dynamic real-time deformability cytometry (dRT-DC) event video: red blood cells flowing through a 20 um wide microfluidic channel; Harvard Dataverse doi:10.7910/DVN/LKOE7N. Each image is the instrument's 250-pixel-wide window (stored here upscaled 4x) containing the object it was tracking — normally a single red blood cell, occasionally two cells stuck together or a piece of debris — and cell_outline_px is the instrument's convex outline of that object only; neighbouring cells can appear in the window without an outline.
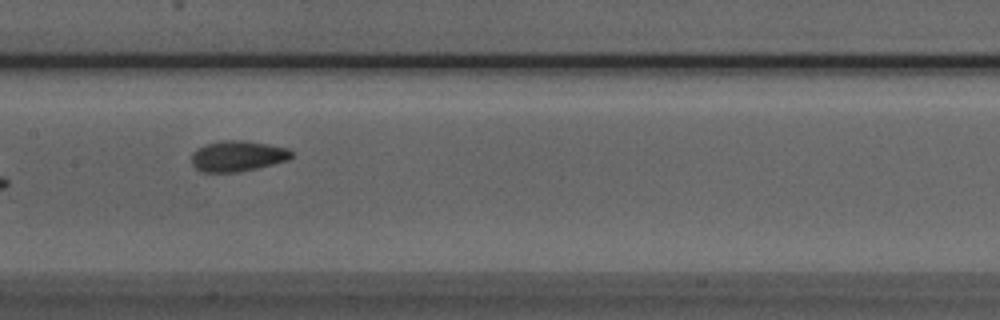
{"species": "Egyptian fruit bat (a non-hibernating species)", "species_latin": "Rousettus aegyptiacus", "temperature_condition": "room temperature", "stored_images_in_passage": 8, "camera_frame_rate_fps": 3000, "um_per_image_px": 0.085, "animal": {"sex": "male"}, "frame": {"image": 1, "passage_image": 5, "time_ms": 4.667, "image_size_px": [1000, 320], "cell_outline_px": [[292, 156], [288, 160], [240, 172], [200, 172], [192, 164], [192, 152], [196, 148], [204, 144], [224, 140], [244, 140], [268, 144], [288, 148], [292, 152]], "centroid_in_image_um": [20.17, 13.26], "position_along_channel_um": 187.2, "area_um2": 17.98}}
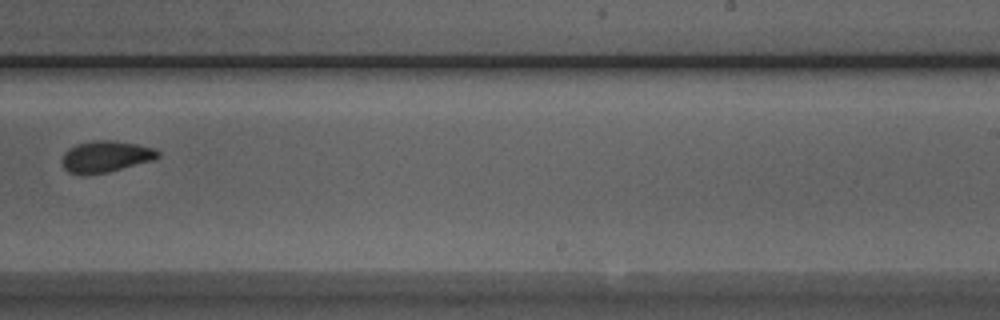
{"frame": {"image": 2, "passage_image": 7, "time_ms": 7.0, "image_size_px": [1000, 320], "cell_outline_px": [[160, 156], [152, 160], [108, 172], [88, 176], [84, 176], [68, 172], [64, 168], [60, 160], [64, 152], [68, 148], [76, 144], [96, 140], [112, 140], [136, 144], [152, 148], [160, 152]], "centroid_in_image_um": [8.91, 13.32], "position_along_channel_um": 280.1, "area_um2": 17.74}}
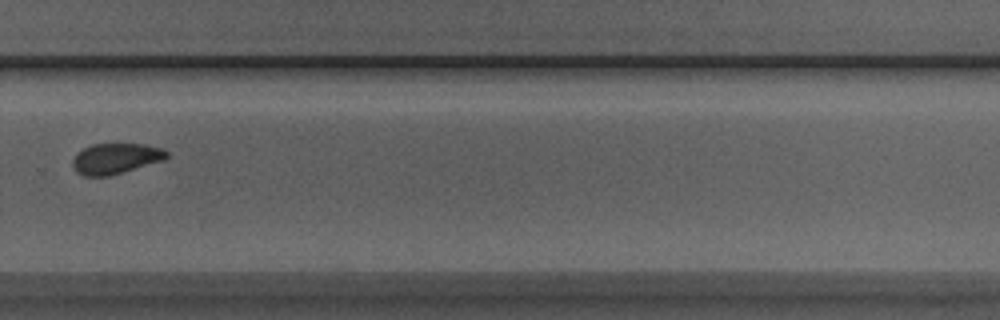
{"frame": {"image": 3, "passage_image": 8, "time_ms": 8.0, "image_size_px": [1000, 320], "cell_outline_px": [[168, 156], [164, 160], [108, 176], [84, 176], [76, 172], [72, 168], [72, 160], [76, 152], [92, 144], [144, 144], [164, 148], [168, 152]], "centroid_in_image_um": [9.81, 13.47], "position_along_channel_um": 320.0, "area_um2": 16.88}}